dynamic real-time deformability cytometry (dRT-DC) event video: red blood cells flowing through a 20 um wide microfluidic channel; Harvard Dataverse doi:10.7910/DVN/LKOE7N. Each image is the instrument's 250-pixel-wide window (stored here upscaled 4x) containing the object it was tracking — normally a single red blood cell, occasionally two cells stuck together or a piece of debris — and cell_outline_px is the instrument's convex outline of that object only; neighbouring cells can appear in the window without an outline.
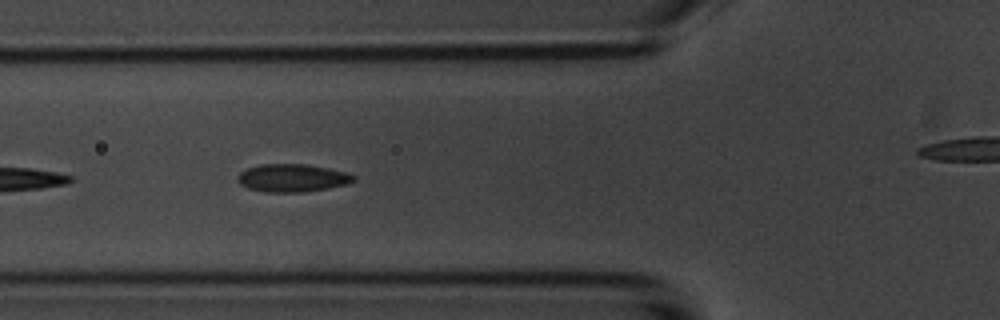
{"species": "common noctule bat (a hibernating species)", "species_latin": "Nyctalus noctula", "temperature_condition": "room temperature", "stored_images_in_passage": 10, "camera_frame_rate_fps": 3000, "um_per_image_px": 0.085, "animal": {"sex": "male", "body_mass_g": 20.1, "forearm_length_mm": 53.5}, "frame": {"image": 1, "passage_image": 6, "time_ms": 5.667, "image_size_px": [1000, 320], "cell_outline_px": [[356, 180], [348, 184], [328, 188], [304, 192], [264, 192], [248, 188], [240, 184], [236, 180], [236, 176], [244, 168], [260, 164], [304, 164], [328, 168], [344, 172], [356, 176]], "centroid_in_image_um": [24.8, 15.12], "position_along_channel_um": 101.0, "area_um2": 19.02}}
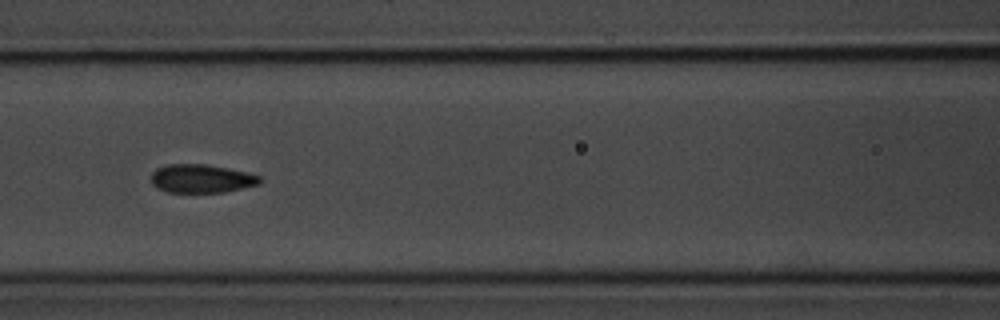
{"frame": {"image": 2, "passage_image": 7, "time_ms": 7.0, "image_size_px": [1000, 320], "cell_outline_px": [[260, 184], [224, 192], [168, 192], [156, 188], [152, 184], [152, 172], [156, 168], [168, 164], [204, 164], [228, 168], [248, 172], [260, 176]], "centroid_in_image_um": [17.11, 15.18], "position_along_channel_um": 149.5, "area_um2": 18.03}}